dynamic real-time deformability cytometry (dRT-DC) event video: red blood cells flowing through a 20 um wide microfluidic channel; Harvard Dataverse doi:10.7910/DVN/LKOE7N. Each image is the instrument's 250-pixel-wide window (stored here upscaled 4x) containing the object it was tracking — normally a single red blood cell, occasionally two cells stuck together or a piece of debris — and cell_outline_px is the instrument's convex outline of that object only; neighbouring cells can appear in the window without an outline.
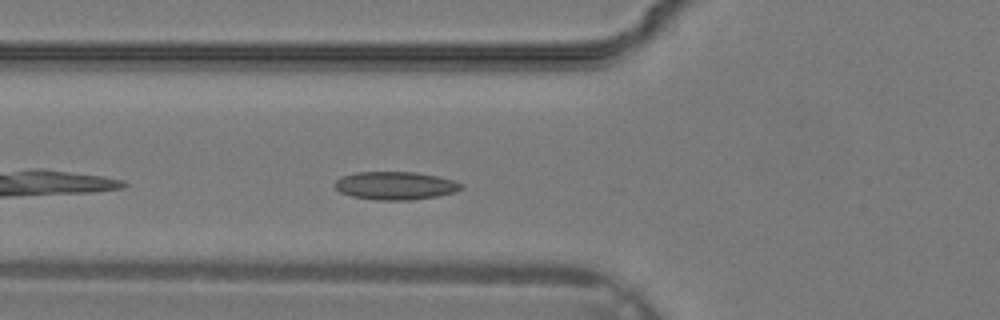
{"species": "common noctule bat (a hibernating species)", "species_latin": "Nyctalus noctula", "temperature_condition": "warm", "stored_images_in_passage": 26, "camera_frame_rate_fps": 3000, "um_per_image_px": 0.085, "animal": {"sex": "male", "body_mass_g": 19.2, "forearm_length_mm": 51.8}, "frame": {"image": 1, "passage_image": 3, "time_ms": 0.667, "image_size_px": [1000, 320], "cell_outline_px": [[464, 188], [456, 192], [436, 196], [408, 200], [376, 200], [352, 196], [340, 192], [332, 184], [340, 176], [356, 172], [416, 172], [436, 176], [452, 180], [464, 184]], "centroid_in_image_um": [33.59, 15.77], "position_along_channel_um": 92.2, "area_um2": 20.75}}
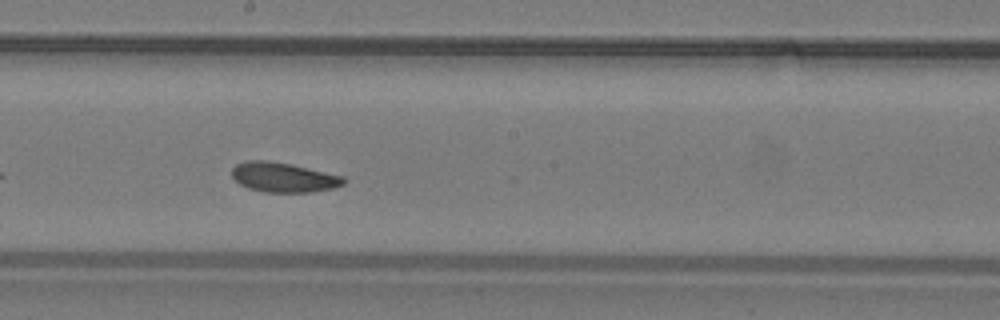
{"frame": {"image": 2, "passage_image": 10, "time_ms": 3.0, "image_size_px": [1000, 320], "cell_outline_px": [[348, 180], [344, 184], [332, 188], [312, 192], [264, 192], [248, 188], [240, 184], [232, 176], [232, 168], [236, 164], [248, 160], [268, 160], [292, 164], [344, 176]], "centroid_in_image_um": [24.11, 15.06], "position_along_channel_um": 224.1, "area_um2": 19.48}}
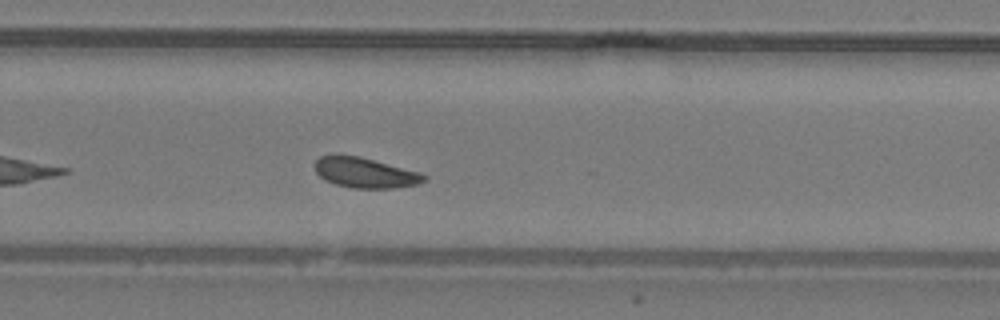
{"frame": {"image": 3, "passage_image": 14, "time_ms": 4.333, "image_size_px": [1000, 320], "cell_outline_px": [[428, 180], [420, 184], [396, 188], [352, 188], [336, 184], [324, 180], [316, 172], [316, 160], [320, 156], [332, 152], [336, 152], [360, 156], [420, 172], [428, 176]], "centroid_in_image_um": [31.04, 14.65], "position_along_channel_um": 298.8, "area_um2": 19.83}}